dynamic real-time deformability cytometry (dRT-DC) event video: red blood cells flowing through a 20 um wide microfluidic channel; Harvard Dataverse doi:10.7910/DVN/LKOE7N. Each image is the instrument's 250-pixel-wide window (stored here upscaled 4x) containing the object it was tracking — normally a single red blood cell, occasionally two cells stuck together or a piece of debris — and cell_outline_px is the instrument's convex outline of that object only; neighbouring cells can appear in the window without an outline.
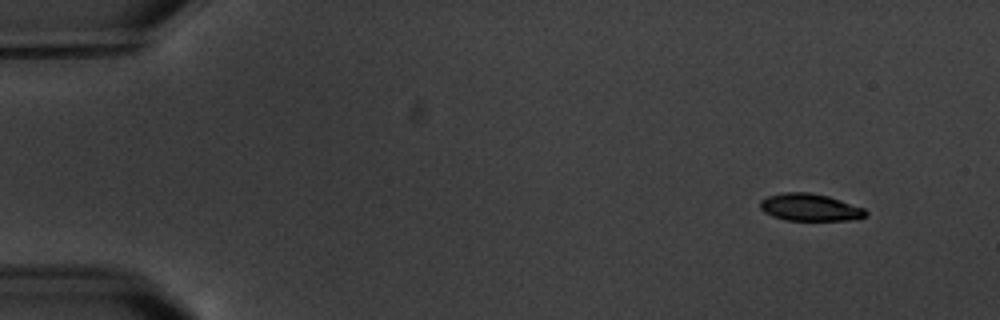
{"species": "common noctule bat (a hibernating species)", "species_latin": "Nyctalus noctula", "temperature_condition": "warm", "stored_images_in_passage": 6, "camera_frame_rate_fps": 3000, "um_per_image_px": 0.085, "animal": {"sex": "male", "body_mass_g": 20.1, "forearm_length_mm": 53.5}, "frame": {"image": 1, "passage_image": 1, "time_ms": 0.0, "image_size_px": [1000, 320], "cell_outline_px": [[868, 216], [848, 220], [784, 220], [772, 216], [764, 212], [760, 208], [760, 200], [768, 196], [784, 192], [808, 192], [828, 196], [864, 208], [868, 212]], "centroid_in_image_um": [68.83, 17.62], "position_along_channel_um": 16.2, "area_um2": 16.76}}
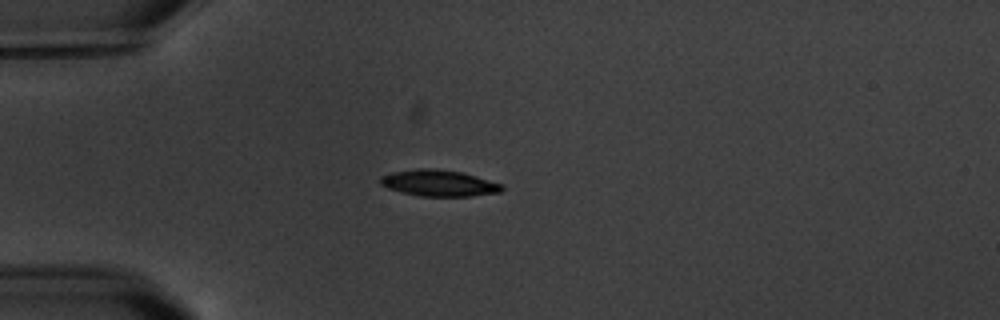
{"frame": {"image": 2, "passage_image": 4, "time_ms": 3.667, "image_size_px": [1000, 320], "cell_outline_px": [[504, 188], [500, 192], [472, 196], [420, 196], [388, 188], [380, 184], [380, 176], [392, 172], [420, 168], [432, 168], [460, 172], [476, 176], [504, 184]], "centroid_in_image_um": [37.33, 15.56], "position_along_channel_um": 47.7, "area_um2": 18.55}}